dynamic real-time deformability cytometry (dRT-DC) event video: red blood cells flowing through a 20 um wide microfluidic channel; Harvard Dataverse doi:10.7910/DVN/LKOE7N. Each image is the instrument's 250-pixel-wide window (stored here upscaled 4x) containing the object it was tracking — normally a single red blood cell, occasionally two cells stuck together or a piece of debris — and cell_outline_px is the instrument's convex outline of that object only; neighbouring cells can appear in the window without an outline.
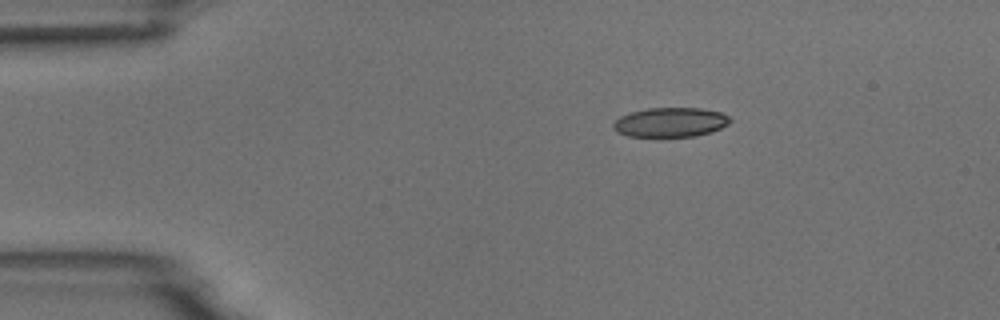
{"species": "common noctule bat (a hibernating species)", "species_latin": "Nyctalus noctula", "temperature_condition": "room temperature", "stored_images_in_passage": 2, "camera_frame_rate_fps": 3000, "um_per_image_px": 0.085, "animal": {"sex": "male", "body_mass_g": 18.8}, "frame": {"image": 1, "passage_image": 1, "time_ms": 0.0, "image_size_px": [1000, 320], "cell_outline_px": [[732, 120], [728, 124], [712, 132], [696, 136], [628, 136], [616, 132], [612, 128], [612, 124], [620, 116], [632, 112], [648, 108], [700, 108], [720, 112], [728, 116]], "centroid_in_image_um": [56.98, 10.39], "position_along_channel_um": 28.0, "area_um2": 20.0}}